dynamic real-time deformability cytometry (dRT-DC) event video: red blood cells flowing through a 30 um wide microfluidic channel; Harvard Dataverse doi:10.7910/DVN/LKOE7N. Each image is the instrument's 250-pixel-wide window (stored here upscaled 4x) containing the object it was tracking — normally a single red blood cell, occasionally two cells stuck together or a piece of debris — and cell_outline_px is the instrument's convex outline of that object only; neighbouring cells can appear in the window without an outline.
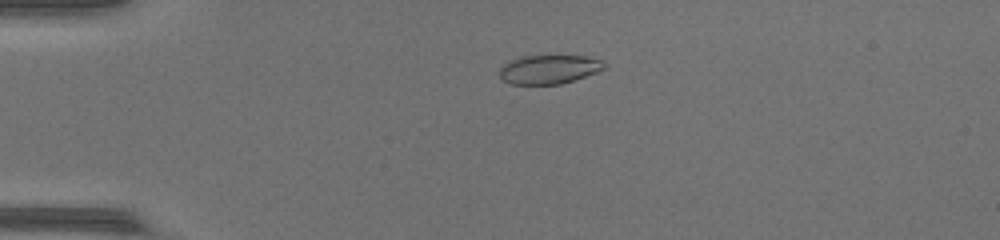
{"species": "common noctule bat (a hibernating species)", "species_latin": "Nyctalus noctula", "temperature_condition": "warm", "stored_images_in_passage": 49, "camera_frame_rate_fps": 3000, "um_per_image_px": 0.085, "animal": {"sex": "female", "body_mass_g": 17.0, "forearm_length_mm": 48.0}, "frame": {"image": 1, "passage_image": 13, "time_ms": 4.0, "image_size_px": [1000, 240], "cell_outline_px": [[604, 68], [596, 72], [560, 84], [512, 84], [500, 80], [500, 68], [504, 64], [520, 56], [584, 56], [600, 60], [604, 64]], "centroid_in_image_um": [46.6, 5.9], "position_along_channel_um": 38.4, "area_um2": 17.34}}
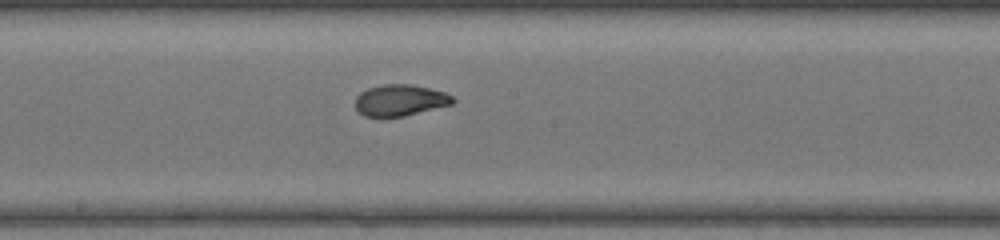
{"frame": {"image": 2, "passage_image": 28, "time_ms": 9.0, "image_size_px": [1000, 240], "cell_outline_px": [[456, 100], [452, 104], [404, 116], [364, 116], [356, 112], [356, 96], [360, 92], [368, 88], [384, 84], [412, 84], [444, 92], [452, 96]], "centroid_in_image_um": [33.99, 8.51], "position_along_channel_um": 214.2, "area_um2": 17.74}}
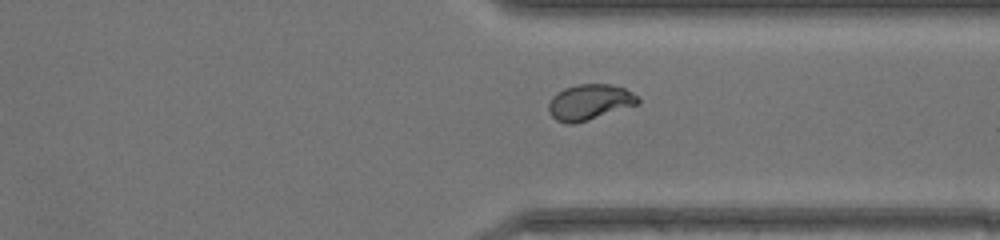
{"frame": {"image": 3, "passage_image": 38, "time_ms": 12.333, "image_size_px": [1000, 240], "cell_outline_px": [[640, 104], [588, 120], [572, 124], [568, 124], [556, 120], [548, 112], [548, 104], [552, 96], [556, 92], [564, 88], [576, 84], [612, 84], [624, 88], [632, 92], [640, 100]], "centroid_in_image_um": [50.1, 8.67], "position_along_channel_um": 361.3, "area_um2": 18.73}, "authors_computed_cell_mechanics": {"area_um2": 18.6116, "velocity_mm_per_s": 4.4197, "shape_relaxation_time_tau1_ms": 5.3988, "shape_relaxation_time_tau2_ms": 0.7118, "deformation_change_tau1": 0.2036, "deformation_change_tau2": 0.0539}}